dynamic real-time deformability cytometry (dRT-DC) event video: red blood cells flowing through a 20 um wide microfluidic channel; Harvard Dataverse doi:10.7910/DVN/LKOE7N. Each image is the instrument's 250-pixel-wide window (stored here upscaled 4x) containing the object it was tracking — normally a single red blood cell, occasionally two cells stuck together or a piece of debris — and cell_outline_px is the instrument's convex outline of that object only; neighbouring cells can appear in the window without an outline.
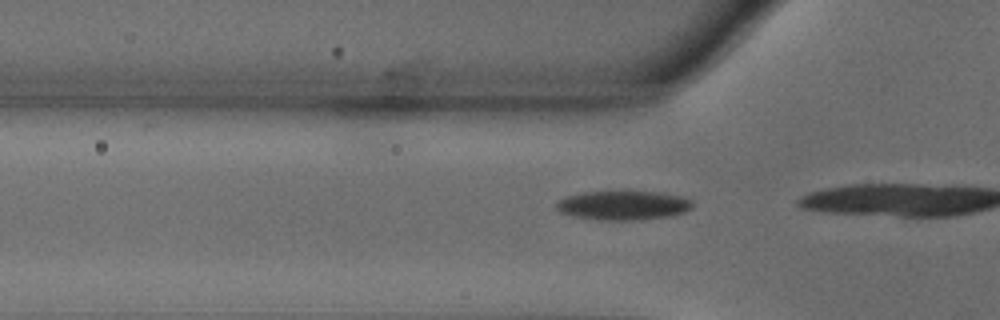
{"species": "common noctule bat (a hibernating species)", "species_latin": "Nyctalus noctula", "temperature_condition": "warm", "stored_images_in_passage": 16, "camera_frame_rate_fps": 3000, "um_per_image_px": 0.085, "animal": {"sex": "male", "body_mass_g": 18.8}, "frame": {"image": 1, "passage_image": 14, "time_ms": 4.333, "image_size_px": [1000, 320], "cell_outline_px": [[692, 208], [684, 212], [668, 216], [640, 220], [600, 220], [576, 216], [560, 212], [556, 208], [556, 204], [560, 200], [568, 196], [584, 192], [656, 192], [680, 196], [692, 200]], "centroid_in_image_um": [52.99, 17.46], "position_along_channel_um": 72.8, "area_um2": 22.77}}